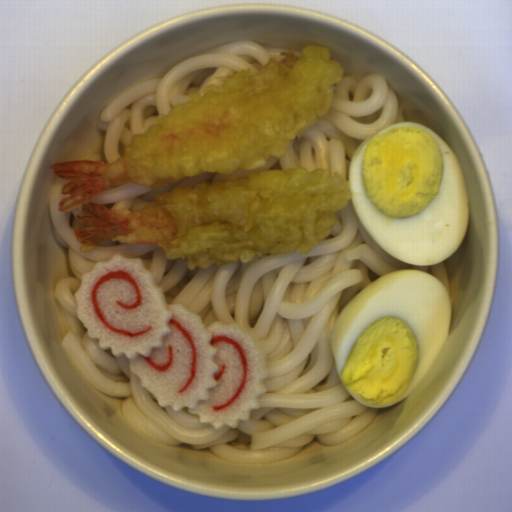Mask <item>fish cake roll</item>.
Segmentation results:
<instances>
[{
  "label": "fish cake roll",
  "mask_w": 512,
  "mask_h": 512,
  "mask_svg": "<svg viewBox=\"0 0 512 512\" xmlns=\"http://www.w3.org/2000/svg\"><path fill=\"white\" fill-rule=\"evenodd\" d=\"M74 298L88 338L123 355L161 408H186L217 430L239 427L259 408L269 371L258 336L236 323L205 325L184 304L169 305L141 257L98 262Z\"/></svg>",
  "instance_id": "14b837c1"
}]
</instances>
